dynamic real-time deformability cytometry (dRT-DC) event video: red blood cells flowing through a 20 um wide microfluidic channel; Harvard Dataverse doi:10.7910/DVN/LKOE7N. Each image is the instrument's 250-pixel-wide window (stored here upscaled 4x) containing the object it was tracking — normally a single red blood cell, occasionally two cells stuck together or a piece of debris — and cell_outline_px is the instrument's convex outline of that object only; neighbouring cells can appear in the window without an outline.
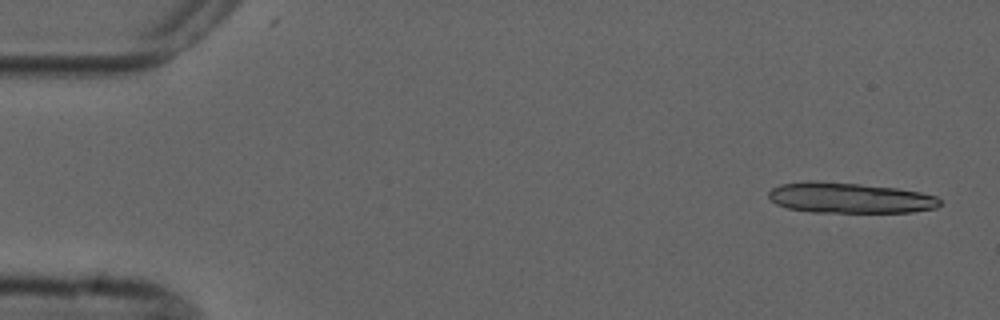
{"species": "common noctule bat (a hibernating species)", "species_latin": "Nyctalus noctula", "temperature_condition": "cold", "stored_images_in_passage": 6, "camera_frame_rate_fps": 3000, "um_per_image_px": 0.085, "animal": {"sex": "male", "forearm_length_mm": 52.5}, "frame": {"image": 1, "passage_image": 1, "time_ms": 0.0, "image_size_px": [1000, 320], "cell_outline_px": [[940, 204], [936, 208], [912, 212], [812, 212], [788, 208], [776, 204], [768, 196], [768, 192], [772, 188], [780, 184], [808, 180], [820, 180], [860, 184], [896, 188], [920, 192], [936, 196], [940, 200]], "centroid_in_image_um": [72.19, 16.81], "position_along_channel_um": 12.8, "area_um2": 30.63}}
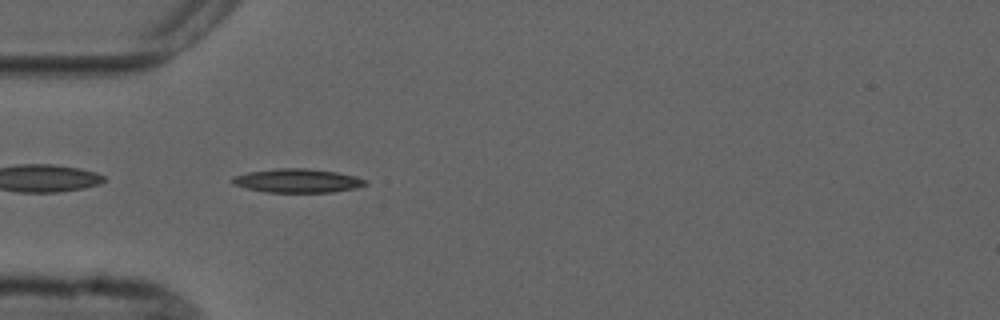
{"frame": {"image": 2, "passage_image": 5, "time_ms": 4.667, "image_size_px": [1000, 320], "cell_outline_px": [[368, 184], [356, 188], [332, 192], [264, 192], [232, 184], [232, 176], [248, 172], [276, 168], [304, 168], [336, 172], [356, 176], [368, 180]], "centroid_in_image_um": [25.3, 15.36], "position_along_channel_um": 59.7, "area_um2": 18.5}}
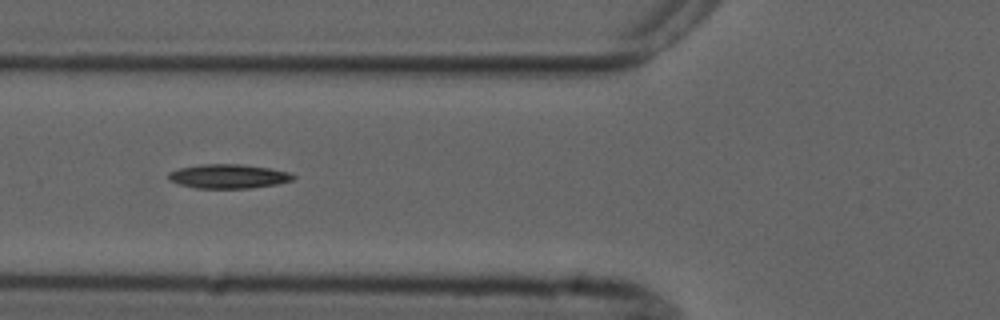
{"frame": {"image": 3, "passage_image": 6, "time_ms": 6.0, "image_size_px": [1000, 320], "cell_outline_px": [[296, 176], [292, 180], [276, 184], [248, 188], [196, 188], [180, 184], [168, 180], [168, 172], [180, 168], [200, 164], [240, 164], [268, 168], [288, 172]], "centroid_in_image_um": [19.38, 14.98], "position_along_channel_um": 106.4, "area_um2": 17.4}}